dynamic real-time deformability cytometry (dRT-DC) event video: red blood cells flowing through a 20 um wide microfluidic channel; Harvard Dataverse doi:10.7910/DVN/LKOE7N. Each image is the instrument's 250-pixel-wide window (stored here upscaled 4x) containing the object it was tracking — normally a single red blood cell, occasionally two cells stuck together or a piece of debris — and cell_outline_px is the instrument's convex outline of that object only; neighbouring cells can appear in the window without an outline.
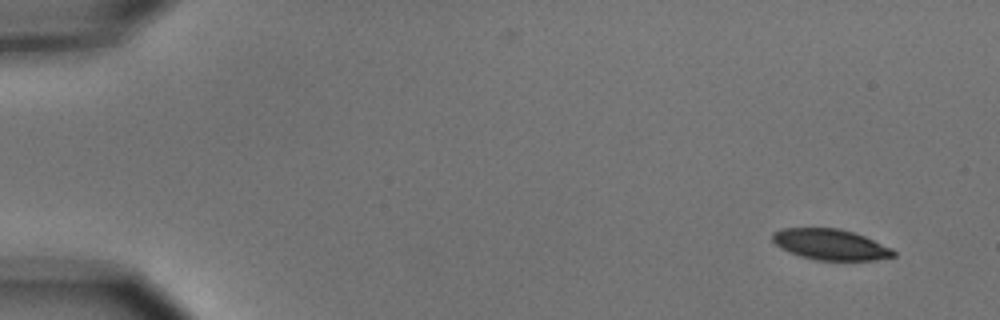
{"species": "common noctule bat (a hibernating species)", "species_latin": "Nyctalus noctula", "temperature_condition": "cold", "stored_images_in_passage": 6, "camera_frame_rate_fps": 3000, "um_per_image_px": 0.085, "animal": {"sex": "male", "body_mass_g": 15.6}, "frame": {"image": 1, "passage_image": 1, "time_ms": 0.0, "image_size_px": [1000, 320], "cell_outline_px": [[896, 256], [876, 260], [816, 260], [800, 256], [788, 252], [780, 248], [772, 240], [772, 232], [780, 228], [840, 228], [864, 236], [892, 248], [896, 252]], "centroid_in_image_um": [70.57, 20.78], "position_along_channel_um": 14.4, "area_um2": 21.85}}
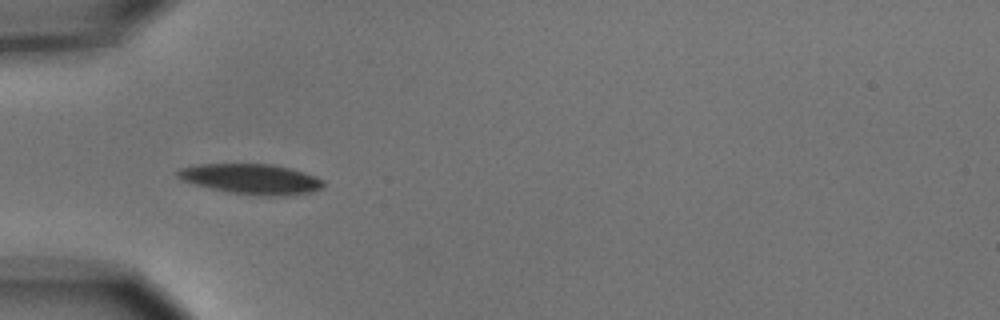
{"frame": {"image": 2, "passage_image": 5, "time_ms": 4.667, "image_size_px": [1000, 320], "cell_outline_px": [[324, 188], [312, 192], [284, 196], [260, 196], [228, 192], [196, 184], [184, 180], [176, 176], [176, 172], [180, 168], [200, 164], [272, 164], [304, 172], [316, 176], [324, 180]], "centroid_in_image_um": [21.42, 15.22], "position_along_channel_um": 63.6, "area_um2": 25.66}}
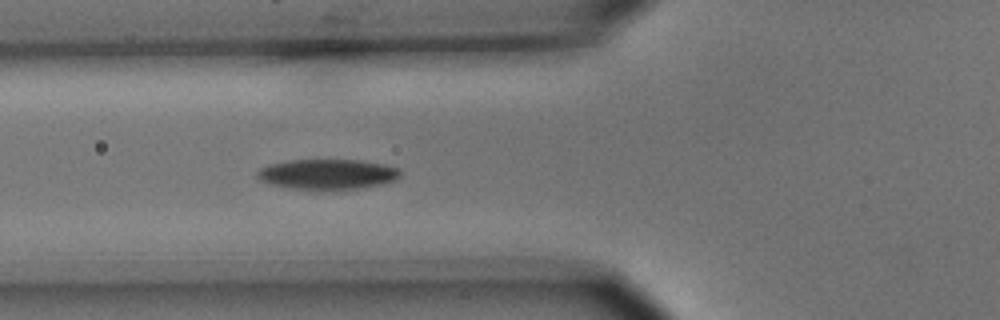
{"frame": {"image": 3, "passage_image": 6, "time_ms": 5.667, "image_size_px": [1000, 320], "cell_outline_px": [[400, 176], [396, 180], [364, 188], [336, 192], [288, 188], [268, 184], [260, 180], [256, 176], [256, 172], [260, 168], [268, 164], [288, 160], [360, 160], [388, 164], [400, 168]], "centroid_in_image_um": [27.84, 14.84], "position_along_channel_um": 98.0, "area_um2": 26.24}}